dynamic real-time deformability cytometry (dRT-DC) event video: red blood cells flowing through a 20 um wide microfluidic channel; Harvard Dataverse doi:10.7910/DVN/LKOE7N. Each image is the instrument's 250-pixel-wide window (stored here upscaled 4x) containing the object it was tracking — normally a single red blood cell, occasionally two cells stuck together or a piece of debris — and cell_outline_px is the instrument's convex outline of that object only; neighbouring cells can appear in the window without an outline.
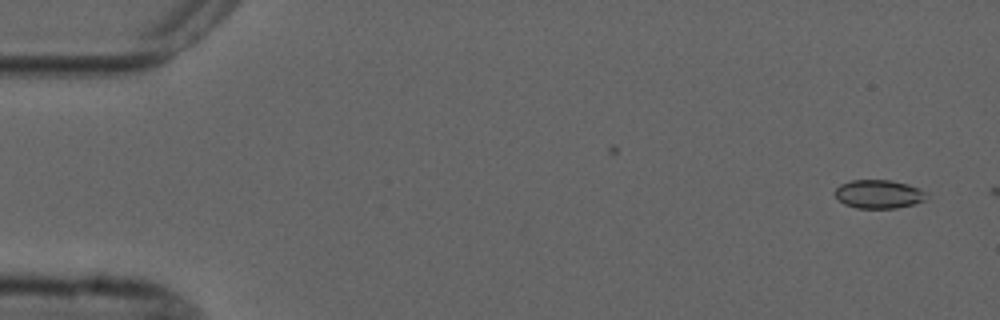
{"species": "common noctule bat (a hibernating species)", "species_latin": "Nyctalus noctula", "temperature_condition": "cold", "stored_images_in_passage": 2, "camera_frame_rate_fps": 3000, "um_per_image_px": 0.085, "animal": {"sex": "male", "forearm_length_mm": 52.5}, "frame": {"image": 1, "passage_image": 2, "time_ms": 1.333, "image_size_px": [1000, 320], "cell_outline_px": [[928, 192], [924, 200], [912, 204], [896, 208], [856, 208], [844, 204], [832, 192], [840, 184], [852, 180], [892, 180], [908, 184], [920, 188]], "centroid_in_image_um": [74.68, 16.49], "position_along_channel_um": 10.3, "area_um2": 15.32}}